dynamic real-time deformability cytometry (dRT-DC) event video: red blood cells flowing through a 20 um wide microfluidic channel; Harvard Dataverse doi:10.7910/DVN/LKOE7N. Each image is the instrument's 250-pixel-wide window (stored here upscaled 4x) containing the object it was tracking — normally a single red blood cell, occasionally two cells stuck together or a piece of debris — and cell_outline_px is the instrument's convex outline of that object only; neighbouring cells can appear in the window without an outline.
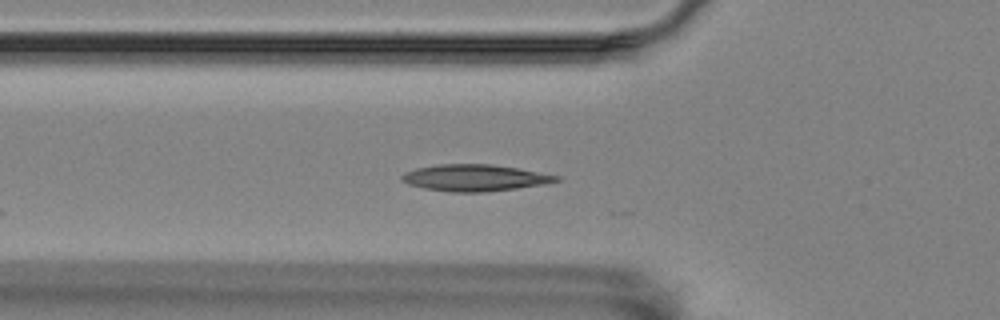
{"species": "Egyptian fruit bat (a non-hibernating species)", "species_latin": "Rousettus aegyptiacus", "temperature_condition": "room temperature", "stored_images_in_passage": 24, "camera_frame_rate_fps": 3000, "um_per_image_px": 0.085, "animal": {"sex": "female"}, "frame": {"image": 1, "passage_image": 2, "time_ms": 0.333, "image_size_px": [1000, 320], "cell_outline_px": [[560, 180], [548, 184], [488, 192], [448, 192], [424, 188], [408, 184], [400, 180], [400, 176], [416, 168], [436, 164], [492, 164], [516, 168], [560, 176]], "centroid_in_image_um": [40.36, 15.12], "position_along_channel_um": 85.4, "area_um2": 24.04}}
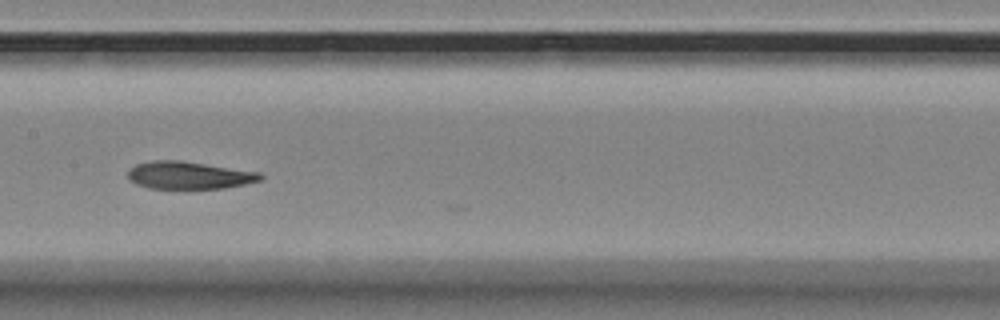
{"frame": {"image": 2, "passage_image": 11, "time_ms": 3.333, "image_size_px": [1000, 320], "cell_outline_px": [[264, 176], [260, 180], [244, 184], [224, 188], [148, 188], [136, 184], [128, 180], [128, 168], [136, 164], [152, 160], [180, 160], [260, 172]], "centroid_in_image_um": [16.02, 14.89], "position_along_channel_um": 191.4, "area_um2": 21.27}}
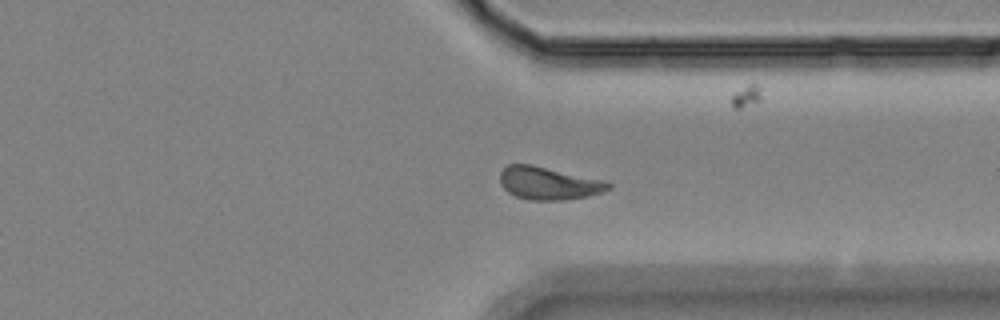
{"frame": {"image": 3, "passage_image": 21, "time_ms": 6.667, "image_size_px": [1000, 320], "cell_outline_px": [[612, 188], [604, 192], [588, 196], [564, 200], [528, 200], [516, 196], [508, 192], [500, 184], [500, 172], [508, 164], [532, 164], [604, 180], [612, 184]], "centroid_in_image_um": [46.65, 15.58], "position_along_channel_um": 364.8, "area_um2": 20.87}}